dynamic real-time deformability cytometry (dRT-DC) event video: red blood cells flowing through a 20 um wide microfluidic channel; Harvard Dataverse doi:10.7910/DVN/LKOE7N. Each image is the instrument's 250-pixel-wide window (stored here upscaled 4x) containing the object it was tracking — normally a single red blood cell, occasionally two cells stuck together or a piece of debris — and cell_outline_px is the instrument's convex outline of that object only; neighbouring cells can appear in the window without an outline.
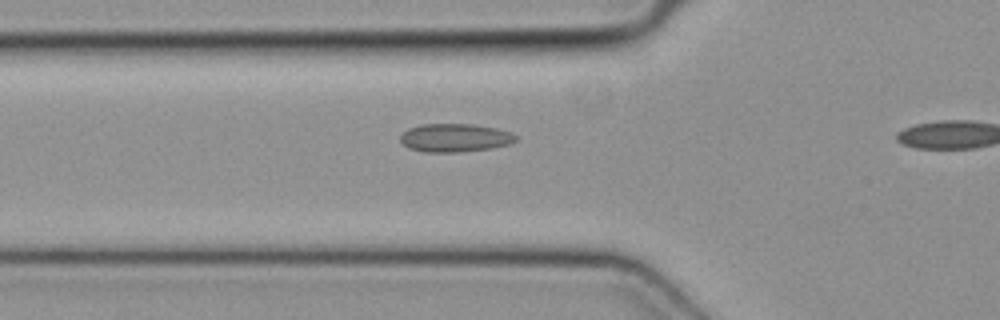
{"species": "common noctule bat (a hibernating species)", "species_latin": "Nyctalus noctula", "temperature_condition": "cold", "stored_images_in_passage": 10, "camera_frame_rate_fps": 3000, "um_per_image_px": 0.085, "animal": {"sex": "female", "body_mass_g": 19.3, "forearm_length_mm": 54.1}, "frame": {"image": 1, "passage_image": 9, "time_ms": 2.667, "image_size_px": [1000, 320], "cell_outline_px": [[516, 140], [508, 144], [492, 148], [456, 152], [424, 152], [408, 148], [400, 140], [400, 136], [408, 128], [424, 124], [472, 124], [496, 128], [512, 132], [516, 136]], "centroid_in_image_um": [38.66, 11.71], "position_along_channel_um": 87.1, "area_um2": 18.96}}